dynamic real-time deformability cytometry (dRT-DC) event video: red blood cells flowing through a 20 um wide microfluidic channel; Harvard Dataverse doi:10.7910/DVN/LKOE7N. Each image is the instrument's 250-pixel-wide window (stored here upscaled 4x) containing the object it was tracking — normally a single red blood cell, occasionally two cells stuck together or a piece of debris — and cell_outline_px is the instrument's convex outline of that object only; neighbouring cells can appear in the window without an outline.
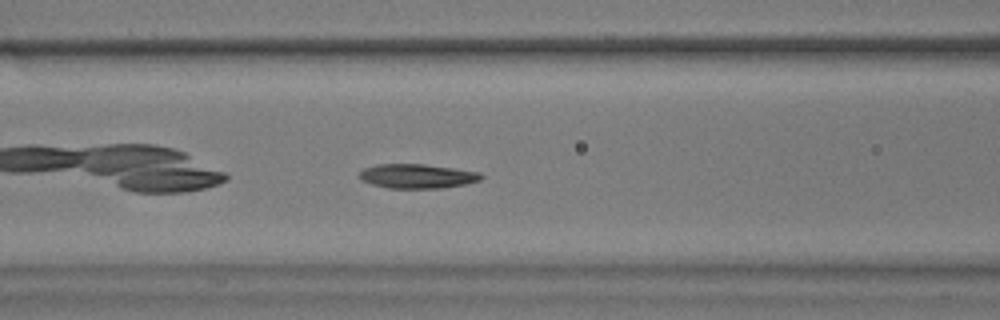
{"species": "common noctule bat (a hibernating species)", "species_latin": "Nyctalus noctula", "temperature_condition": "warm", "stored_images_in_passage": 41, "camera_frame_rate_fps": 3000, "um_per_image_px": 0.085, "animal": {"sex": "male", "body_mass_g": 17.9}, "frame": {"image": 1, "passage_image": 7, "time_ms": 2.0, "image_size_px": [1000, 320], "cell_outline_px": [[484, 176], [480, 180], [468, 184], [444, 188], [388, 188], [372, 184], [360, 180], [356, 176], [364, 168], [376, 164], [424, 164], [480, 172]], "centroid_in_image_um": [35.45, 14.98], "position_along_channel_um": 131.2, "area_um2": 17.46}, "authors_computed_cell_mechanics": {"area_um2": 17.34, "velocity_mm_per_s": 3.5513, "shape_relaxation_time_tau1_ms": 5.5789, "shape_relaxation_time_tau2_ms": 3.996, "deformation_change_tau1": 0.1427, "deformation_change_tau2": 0.0942}}